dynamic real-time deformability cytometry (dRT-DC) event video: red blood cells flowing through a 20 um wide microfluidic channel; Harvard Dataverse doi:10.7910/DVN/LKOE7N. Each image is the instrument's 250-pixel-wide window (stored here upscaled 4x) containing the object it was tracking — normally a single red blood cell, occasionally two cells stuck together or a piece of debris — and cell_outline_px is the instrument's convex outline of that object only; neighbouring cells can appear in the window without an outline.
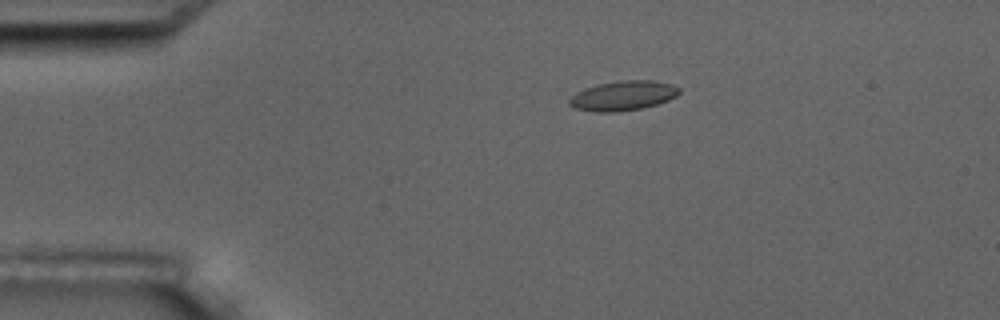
{"species": "common noctule bat (a hibernating species)", "species_latin": "Nyctalus noctula", "temperature_condition": "room temperature", "stored_images_in_passage": 14, "camera_frame_rate_fps": 3000, "um_per_image_px": 0.085, "animal": {"sex": "male", "body_mass_g": 17.5, "forearm_length_mm": 52.3}, "frame": {"image": 1, "passage_image": 1, "time_ms": 0.0, "image_size_px": [1000, 320], "cell_outline_px": [[680, 92], [676, 96], [668, 100], [656, 104], [640, 108], [616, 112], [596, 112], [576, 108], [568, 104], [568, 100], [576, 92], [584, 88], [600, 84], [624, 80], [652, 80], [672, 84], [680, 88]], "centroid_in_image_um": [52.96, 8.13], "position_along_channel_um": 32.0, "area_um2": 18.84}}
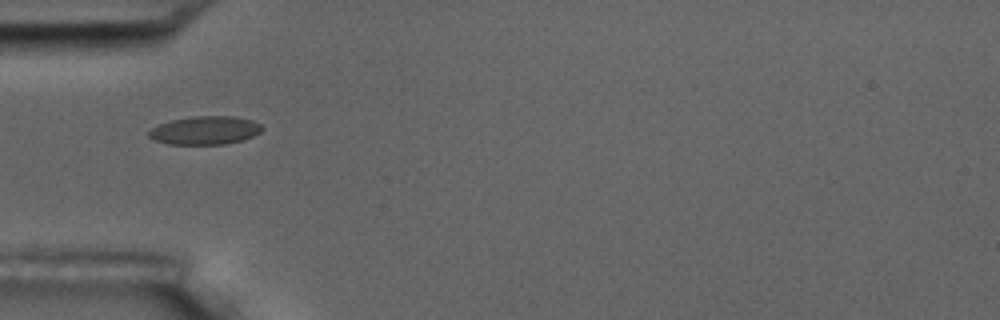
{"frame": {"image": 2, "passage_image": 3, "time_ms": 2.333, "image_size_px": [1000, 320], "cell_outline_px": [[264, 128], [260, 132], [244, 140], [224, 144], [168, 144], [156, 140], [148, 136], [148, 132], [152, 128], [160, 124], [172, 120], [196, 116], [232, 116], [252, 120], [260, 124]], "centroid_in_image_um": [17.46, 11.08], "position_along_channel_um": 67.5, "area_um2": 18.55}}
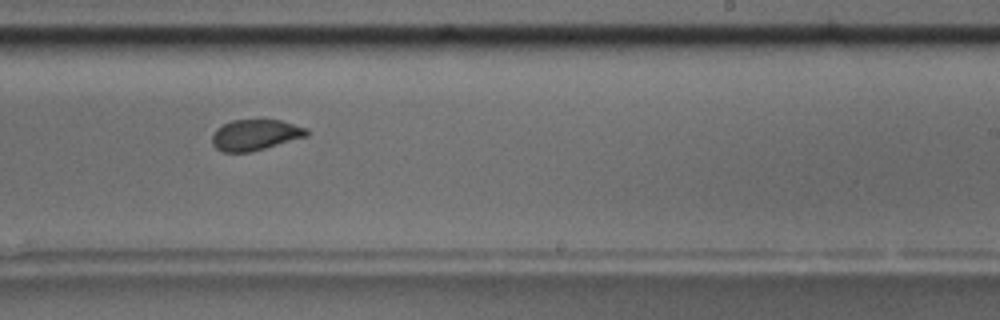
{"frame": {"image": 3, "passage_image": 8, "time_ms": 8.0, "image_size_px": [1000, 320], "cell_outline_px": [[308, 136], [264, 148], [248, 152], [224, 152], [216, 148], [212, 144], [212, 132], [216, 128], [232, 120], [280, 120], [308, 128]], "centroid_in_image_um": [21.68, 11.46], "position_along_channel_um": 267.3, "area_um2": 16.94}, "authors_computed_cell_mechanics": {"area_um2": 18.0914, "velocity_mm_per_s": 3.5356, "shape_relaxation_time_tau1_ms": 6.5339, "shape_relaxation_time_tau2_ms": null, "deformation_change_tau1": 0.1379, "deformation_change_tau2": null}}